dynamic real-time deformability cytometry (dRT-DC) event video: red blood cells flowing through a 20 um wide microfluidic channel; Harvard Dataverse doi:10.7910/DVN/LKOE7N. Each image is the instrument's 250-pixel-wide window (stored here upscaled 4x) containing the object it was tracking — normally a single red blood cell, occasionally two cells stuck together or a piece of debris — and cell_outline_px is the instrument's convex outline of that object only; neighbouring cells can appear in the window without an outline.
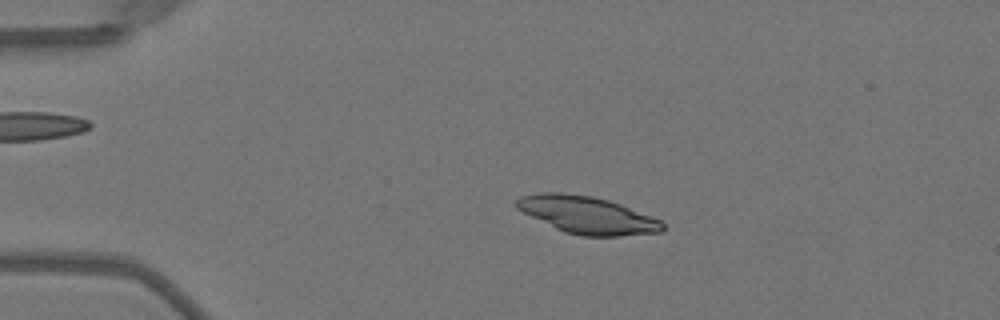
{"species": "Egyptian fruit bat (a non-hibernating species)", "species_latin": "Rousettus aegyptiacus", "temperature_condition": "warm", "stored_images_in_passage": 49, "camera_frame_rate_fps": 3000, "um_per_image_px": 0.085, "animal": {"sex": "female"}, "frame": {"image": 1, "passage_image": 10, "time_ms": 3.0, "image_size_px": [1000, 320], "cell_outline_px": [[664, 228], [660, 232], [620, 236], [580, 236], [564, 232], [516, 208], [512, 204], [520, 196], [540, 192], [560, 192], [592, 196], [608, 200], [620, 204], [660, 220], [664, 224]], "centroid_in_image_um": [49.88, 18.27], "position_along_channel_um": 35.1, "area_um2": 31.5}}